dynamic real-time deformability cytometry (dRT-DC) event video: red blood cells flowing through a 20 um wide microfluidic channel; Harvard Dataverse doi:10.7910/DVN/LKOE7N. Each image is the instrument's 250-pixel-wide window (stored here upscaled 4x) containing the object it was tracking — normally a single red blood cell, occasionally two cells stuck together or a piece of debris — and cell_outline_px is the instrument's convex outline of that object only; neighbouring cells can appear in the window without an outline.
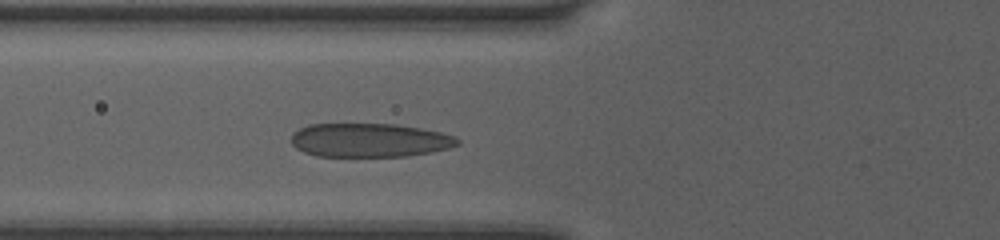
{"species": "human", "species_latin": "Homo sapiens", "temperature_condition": "room temperature", "stored_images_in_passage": 30, "camera_frame_rate_fps": 3000, "um_per_image_px": 0.085, "donor": {"sex": "female"}, "frame": {"image": 1, "passage_image": 4, "time_ms": 1.0, "image_size_px": [1000, 240], "cell_outline_px": [[460, 144], [448, 148], [432, 152], [408, 156], [316, 156], [304, 152], [296, 148], [292, 144], [292, 132], [308, 124], [396, 124], [420, 128], [440, 132], [456, 136], [460, 140]], "centroid_in_image_um": [31.42, 11.91], "position_along_channel_um": 94.4, "area_um2": 32.89}}
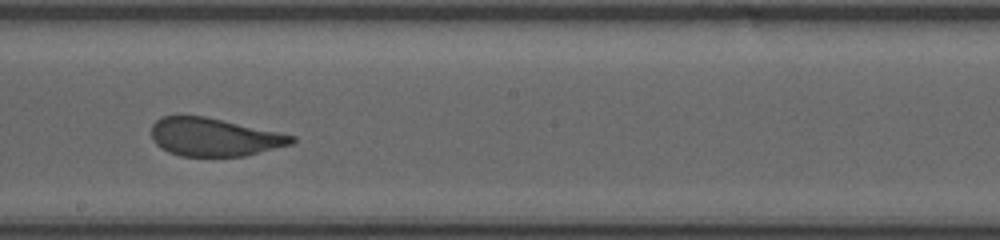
{"frame": {"image": 2, "passage_image": 14, "time_ms": 4.333, "image_size_px": [1000, 240], "cell_outline_px": [[296, 140], [292, 144], [244, 156], [180, 156], [168, 152], [160, 148], [152, 140], [152, 124], [160, 116], [204, 116], [296, 136]], "centroid_in_image_um": [18.17, 11.66], "position_along_channel_um": 230.0, "area_um2": 31.04}}
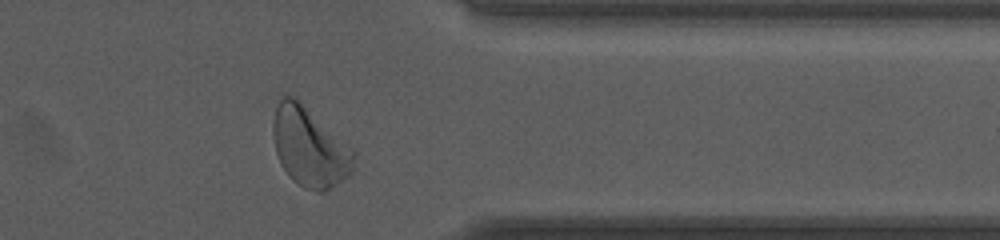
{"frame": {"image": 3, "passage_image": 26, "time_ms": 8.333, "image_size_px": [1000, 240], "cell_outline_px": [[356, 156], [352, 172], [348, 176], [324, 192], [316, 192], [304, 188], [296, 184], [288, 176], [280, 164], [276, 152], [272, 132], [272, 124], [276, 104], [284, 96], [292, 96], [352, 148], [356, 152]], "centroid_in_image_um": [26.3, 12.56], "position_along_channel_um": 385.1, "area_um2": 37.05}, "authors_computed_cell_mechanics": {"area_um2": 32.5125, "velocity_mm_per_s": 4.0579, "shape_relaxation_time_tau1_ms": 4.7087, "shape_relaxation_time_tau2_ms": null, "deformation_change_tau1": 0.1565, "deformation_change_tau2": null}}